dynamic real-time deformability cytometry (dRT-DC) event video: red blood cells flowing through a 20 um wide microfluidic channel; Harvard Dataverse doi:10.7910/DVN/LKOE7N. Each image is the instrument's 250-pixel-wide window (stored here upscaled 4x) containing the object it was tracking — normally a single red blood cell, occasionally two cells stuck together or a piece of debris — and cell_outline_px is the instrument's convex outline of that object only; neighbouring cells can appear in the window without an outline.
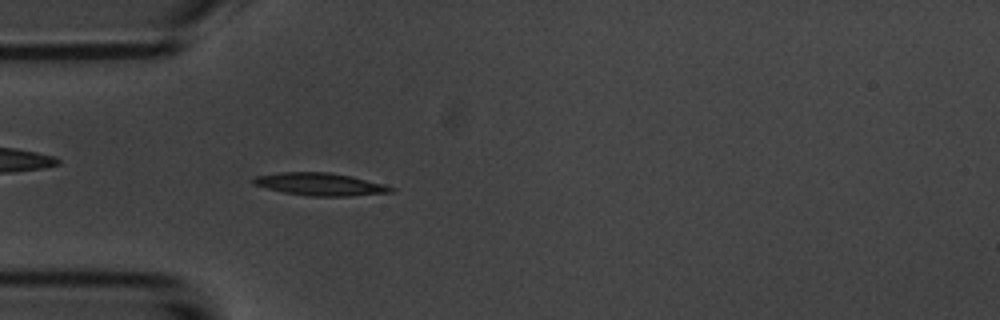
{"species": "common noctule bat (a hibernating species)", "species_latin": "Nyctalus noctula", "temperature_condition": "room temperature", "stored_images_in_passage": 53, "camera_frame_rate_fps": 3000, "um_per_image_px": 0.085, "animal": {"sex": "male", "body_mass_g": 20.1, "forearm_length_mm": 53.5}, "frame": {"image": 1, "passage_image": 15, "time_ms": 4.667, "image_size_px": [1000, 320], "cell_outline_px": [[396, 188], [392, 192], [348, 196], [312, 196], [284, 192], [252, 184], [252, 180], [256, 176], [280, 172], [328, 172], [348, 176], [384, 184]], "centroid_in_image_um": [27.2, 15.66], "position_along_channel_um": 57.8, "area_um2": 17.8}}
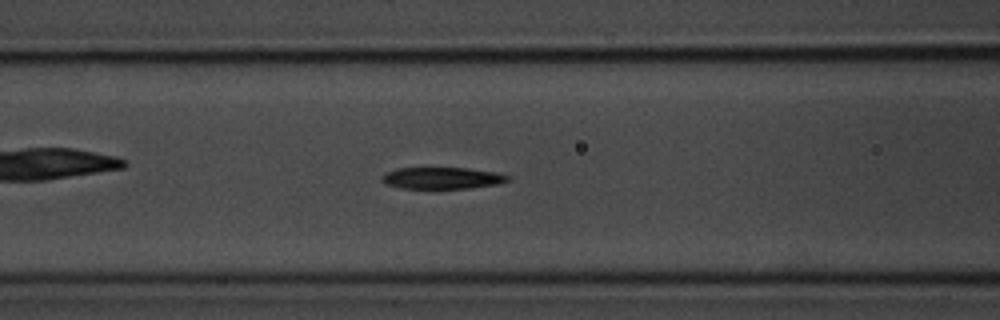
{"frame": {"image": 2, "passage_image": 21, "time_ms": 6.667, "image_size_px": [1000, 320], "cell_outline_px": [[512, 180], [496, 184], [468, 188], [400, 188], [388, 184], [380, 180], [380, 176], [384, 172], [396, 168], [428, 164], [468, 168], [496, 172], [512, 176]], "centroid_in_image_um": [37.52, 15.07], "position_along_channel_um": 129.1, "area_um2": 17.05}}
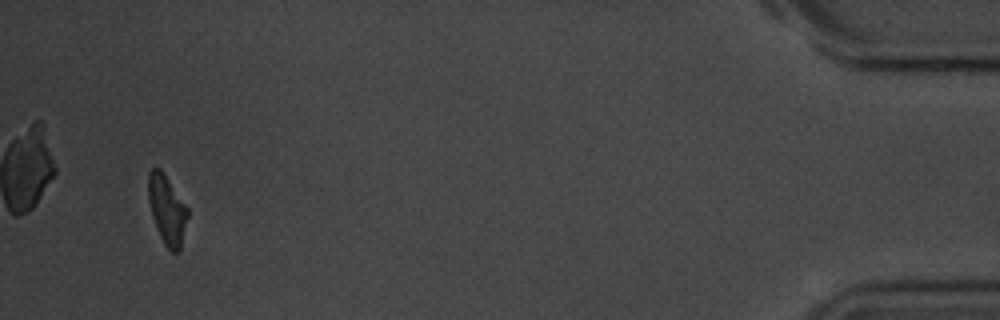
{"frame": {"image": 3, "passage_image": 51, "time_ms": 16.667, "image_size_px": [1000, 320], "cell_outline_px": [[188, 216], [180, 252], [172, 252], [164, 244], [160, 236], [152, 216], [148, 200], [148, 172], [152, 168], [160, 168], [164, 172], [188, 208]], "centroid_in_image_um": [14.2, 17.81], "position_along_channel_um": 421.0, "area_um2": 15.95}, "authors_computed_cell_mechanics": {"area_um2": 16.9932, "velocity_mm_per_s": 3.7076, "shape_relaxation_time_tau1_ms": 2.9962, "shape_relaxation_time_tau2_ms": 5.9666, "deformation_change_tau1": 0.1313, "deformation_change_tau2": 0.1573}}